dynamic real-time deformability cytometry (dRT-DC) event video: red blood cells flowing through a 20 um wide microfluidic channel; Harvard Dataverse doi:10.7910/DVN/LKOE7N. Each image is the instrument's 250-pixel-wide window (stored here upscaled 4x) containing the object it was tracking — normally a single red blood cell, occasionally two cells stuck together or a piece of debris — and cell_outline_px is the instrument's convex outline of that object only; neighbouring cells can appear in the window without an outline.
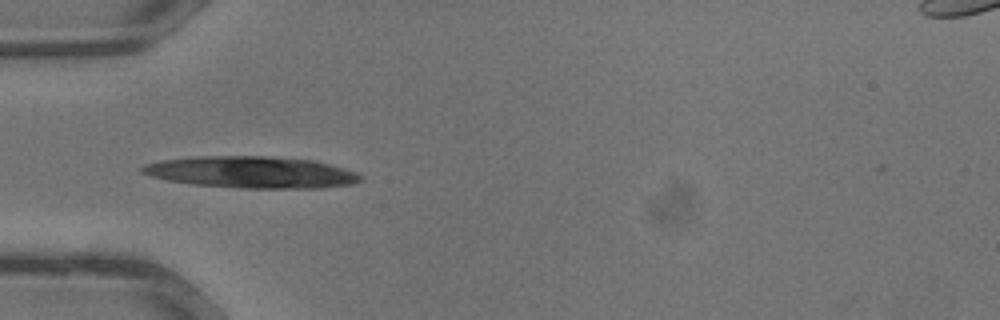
{"species": "common noctule bat (a hibernating species)", "species_latin": "Nyctalus noctula", "temperature_condition": "warm", "stored_images_in_passage": 5, "camera_frame_rate_fps": 3000, "um_per_image_px": 0.085, "animal": {"sex": "male", "body_mass_g": 13.3}, "frame": {"image": 1, "passage_image": 1, "time_ms": 0.0, "image_size_px": [1000, 320], "cell_outline_px": [[364, 176], [360, 180], [352, 184], [320, 188], [244, 188], [192, 184], [168, 180], [152, 176], [140, 172], [140, 168], [144, 164], [160, 160], [196, 156], [268, 156], [316, 160], [344, 168], [356, 172]], "centroid_in_image_um": [21.38, 14.63], "position_along_channel_um": 63.6, "area_um2": 40.46}}